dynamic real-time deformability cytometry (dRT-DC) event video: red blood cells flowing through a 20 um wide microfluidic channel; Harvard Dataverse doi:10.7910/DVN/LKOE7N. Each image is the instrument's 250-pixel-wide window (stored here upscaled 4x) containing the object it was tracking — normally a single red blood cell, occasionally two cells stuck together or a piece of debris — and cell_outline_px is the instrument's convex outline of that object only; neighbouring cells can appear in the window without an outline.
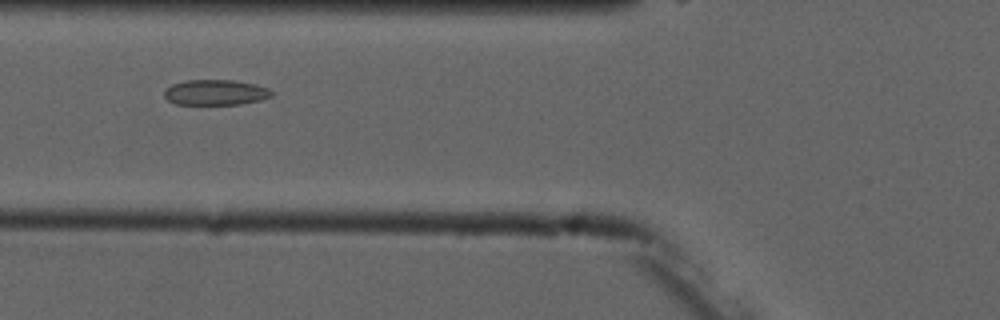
{"species": "common noctule bat (a hibernating species)", "species_latin": "Nyctalus noctula", "temperature_condition": "cold", "stored_images_in_passage": 7, "camera_frame_rate_fps": 3000, "um_per_image_px": 0.085, "animal": {"sex": "male", "forearm_length_mm": 52.5}, "frame": {"image": 1, "passage_image": 2, "time_ms": 1.333, "image_size_px": [1000, 320], "cell_outline_px": [[272, 96], [260, 100], [240, 104], [176, 104], [168, 100], [164, 96], [164, 88], [172, 84], [184, 80], [232, 80], [256, 84], [268, 88], [272, 92]], "centroid_in_image_um": [18.29, 7.85], "position_along_channel_um": 107.5, "area_um2": 15.95}}
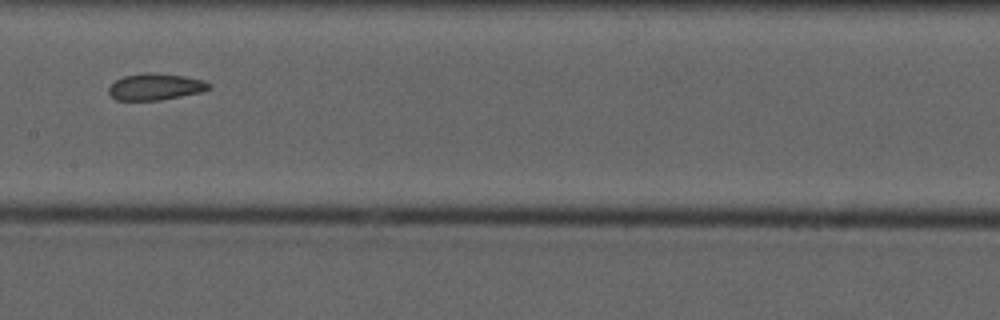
{"frame": {"image": 2, "passage_image": 4, "time_ms": 3.667, "image_size_px": [1000, 320], "cell_outline_px": [[212, 88], [200, 92], [160, 100], [116, 100], [108, 92], [108, 88], [116, 80], [124, 76], [144, 72], [152, 72], [184, 76], [204, 80], [212, 84]], "centroid_in_image_um": [13.23, 7.36], "position_along_channel_um": 194.2, "area_um2": 15.55}}
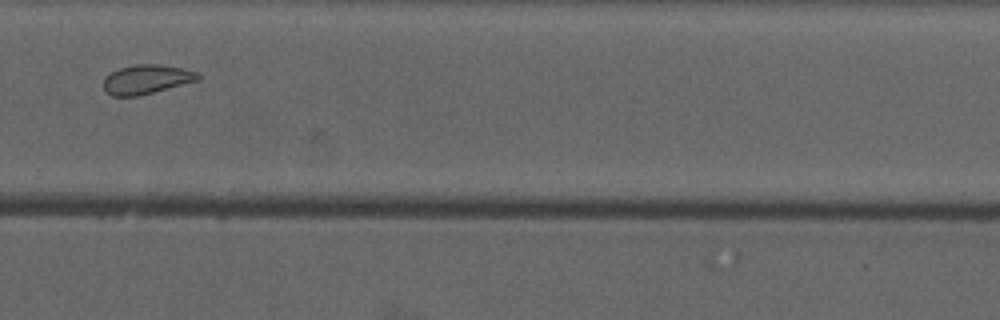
{"frame": {"image": 3, "passage_image": 7, "time_ms": 7.0, "image_size_px": [1000, 320], "cell_outline_px": [[200, 80], [136, 96], [112, 96], [104, 88], [104, 80], [112, 72], [120, 68], [136, 64], [160, 64], [180, 68], [196, 72], [200, 76]], "centroid_in_image_um": [12.47, 6.74], "position_along_channel_um": 317.3, "area_um2": 15.72}}